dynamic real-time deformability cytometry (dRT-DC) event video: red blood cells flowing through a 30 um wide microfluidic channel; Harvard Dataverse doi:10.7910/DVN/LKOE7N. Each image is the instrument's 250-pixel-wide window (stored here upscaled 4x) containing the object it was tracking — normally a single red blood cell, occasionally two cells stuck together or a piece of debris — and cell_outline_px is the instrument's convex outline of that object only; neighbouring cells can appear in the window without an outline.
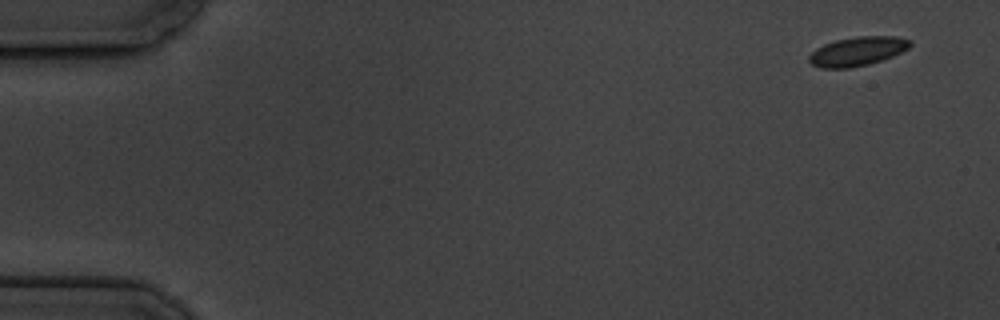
{"species": "common noctule bat (a hibernating species)", "species_latin": "Nyctalus noctula", "temperature_condition": "cold", "stored_images_in_passage": 6, "camera_frame_rate_fps": 3000, "um_per_image_px": 0.085, "animal": {"sex": "male", "body_mass_g": 19.5, "forearm_length_mm": 54.6}, "frame": {"image": 1, "passage_image": 1, "time_ms": 0.0, "image_size_px": [1000, 320], "cell_outline_px": [[912, 44], [908, 48], [892, 56], [868, 64], [848, 68], [820, 68], [812, 64], [808, 60], [808, 56], [816, 48], [824, 44], [836, 40], [856, 36], [896, 36], [912, 40]], "centroid_in_image_um": [72.87, 4.35], "position_along_channel_um": 12.1, "area_um2": 17.05}}
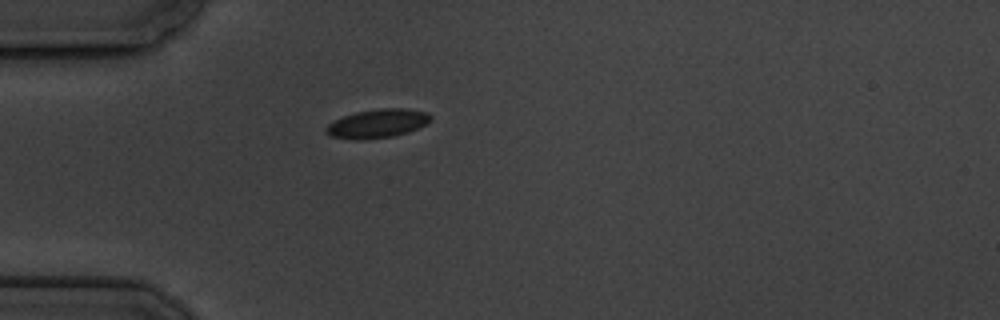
{"frame": {"image": 2, "passage_image": 5, "time_ms": 4.667, "image_size_px": [1000, 320], "cell_outline_px": [[432, 120], [408, 132], [392, 136], [356, 140], [332, 136], [324, 132], [324, 128], [328, 124], [344, 116], [356, 112], [380, 108], [408, 108], [428, 112], [432, 116]], "centroid_in_image_um": [32.09, 10.48], "position_along_channel_um": 52.9, "area_um2": 17.4}}